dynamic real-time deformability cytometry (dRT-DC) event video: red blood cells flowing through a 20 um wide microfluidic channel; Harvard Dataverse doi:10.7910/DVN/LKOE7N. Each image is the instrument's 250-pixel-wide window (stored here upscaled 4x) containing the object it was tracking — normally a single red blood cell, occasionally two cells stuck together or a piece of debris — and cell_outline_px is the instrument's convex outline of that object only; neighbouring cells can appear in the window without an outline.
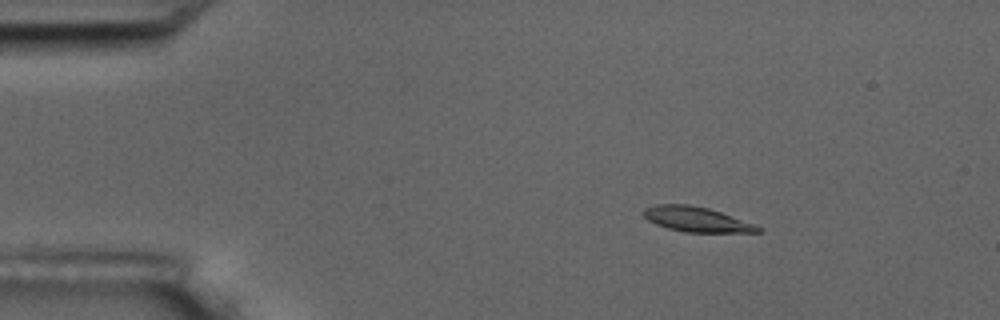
{"species": "common noctule bat (a hibernating species)", "species_latin": "Nyctalus noctula", "temperature_condition": "room temperature", "stored_images_in_passage": 56, "camera_frame_rate_fps": 3000, "um_per_image_px": 0.085, "animal": {"sex": "male", "body_mass_g": 17.5, "forearm_length_mm": 52.3}, "frame": {"image": 1, "passage_image": 9, "time_ms": 2.667, "image_size_px": [1000, 320], "cell_outline_px": [[764, 228], [760, 232], [684, 232], [668, 228], [656, 224], [648, 220], [640, 212], [644, 208], [656, 204], [688, 204], [708, 208], [720, 212]], "centroid_in_image_um": [59.15, 18.64], "position_along_channel_um": 25.9, "area_um2": 16.53}}
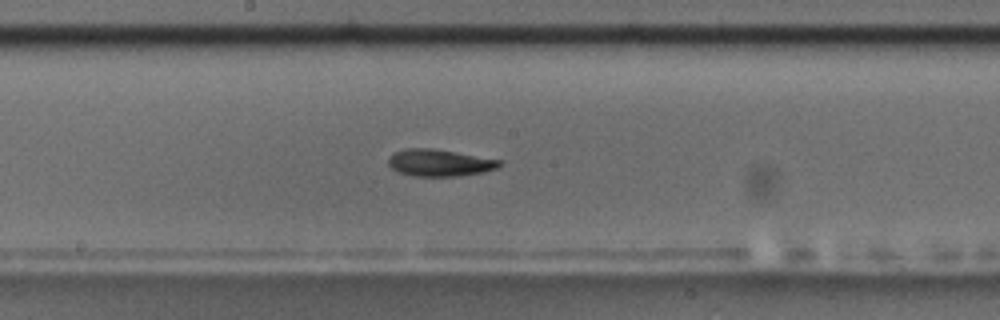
{"frame": {"image": 2, "passage_image": 30, "time_ms": 9.667, "image_size_px": [1000, 320], "cell_outline_px": [[504, 164], [496, 168], [484, 172], [460, 176], [412, 176], [396, 172], [388, 164], [388, 160], [396, 152], [404, 148], [432, 148], [504, 160]], "centroid_in_image_um": [37.4, 13.84], "position_along_channel_um": 210.8, "area_um2": 17.63}}
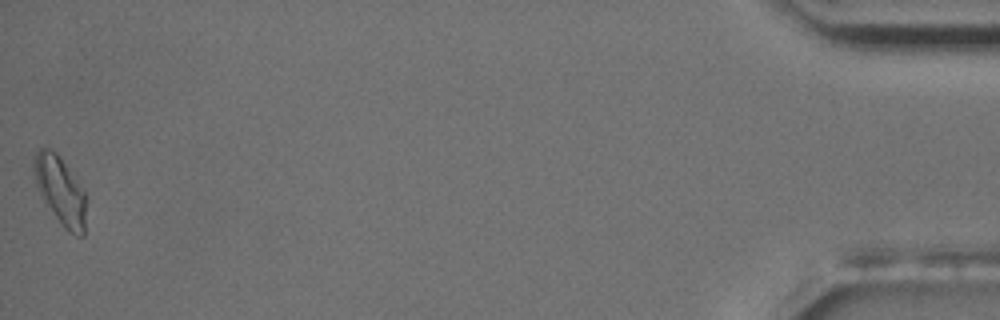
{"frame": {"image": 3, "passage_image": 56, "time_ms": 18.333, "image_size_px": [1000, 320], "cell_outline_px": [[88, 196], [84, 236], [76, 236], [68, 232], [64, 228], [44, 200], [36, 184], [32, 168], [32, 160], [36, 152], [40, 148], [48, 144], [56, 152]], "centroid_in_image_um": [5.14, 16.18], "position_along_channel_um": 430.1, "area_um2": 21.1}, "authors_computed_cell_mechanics": {"area_um2": 17.051, "velocity_mm_per_s": 3.6225, "shape_relaxation_time_tau1_ms": 5.4059, "shape_relaxation_time_tau2_ms": 8.1251, "deformation_change_tau1": 0.147, "deformation_change_tau2": 0.1587}}